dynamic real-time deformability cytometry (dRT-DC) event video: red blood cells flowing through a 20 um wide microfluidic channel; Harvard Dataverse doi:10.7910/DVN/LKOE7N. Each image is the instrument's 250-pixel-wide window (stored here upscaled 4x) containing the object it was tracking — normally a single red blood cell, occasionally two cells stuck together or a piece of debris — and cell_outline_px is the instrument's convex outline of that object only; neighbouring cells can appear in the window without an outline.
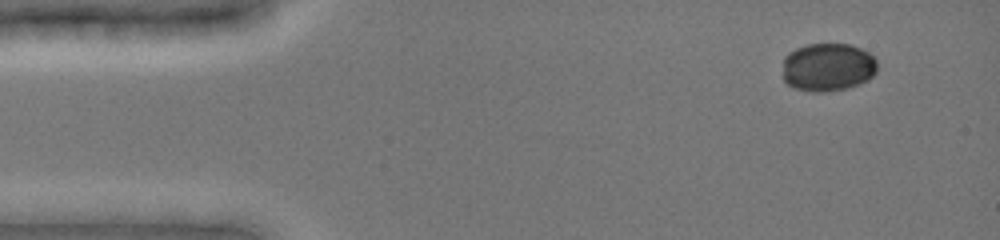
{"species": "common noctule bat (a hibernating species)", "species_latin": "Nyctalus noctula", "temperature_condition": "cold", "stored_images_in_passage": 26, "camera_frame_rate_fps": 3000, "um_per_image_px": 0.085, "animal": {"sex": "female", "body_mass_g": 19.0, "forearm_length_mm": 51.5}, "frame": {"image": 1, "passage_image": 2, "time_ms": 1.0, "image_size_px": [1000, 240], "cell_outline_px": [[876, 72], [868, 80], [860, 84], [828, 92], [812, 92], [796, 88], [788, 84], [784, 80], [784, 56], [788, 52], [796, 48], [808, 44], [852, 44], [868, 52], [876, 60]], "centroid_in_image_um": [70.37, 5.7], "position_along_channel_um": 14.6, "area_um2": 26.65}}
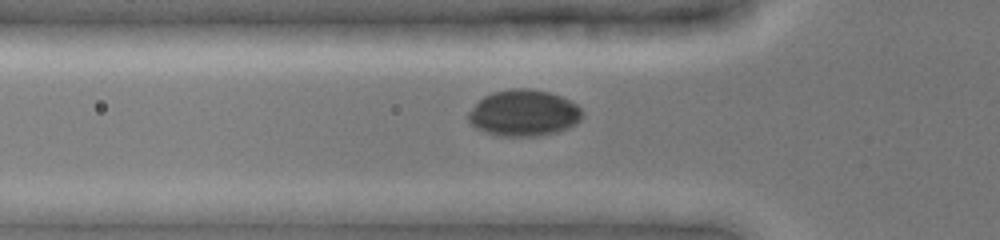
{"frame": {"image": 2, "passage_image": 10, "time_ms": 5.0, "image_size_px": [1000, 240], "cell_outline_px": [[584, 112], [580, 120], [576, 124], [568, 128], [544, 136], [496, 136], [484, 132], [476, 128], [468, 120], [468, 112], [484, 96], [492, 92], [512, 88], [528, 88], [548, 92], [560, 96], [576, 104]], "centroid_in_image_um": [44.52, 9.62], "position_along_channel_um": 81.3, "area_um2": 30.92}}
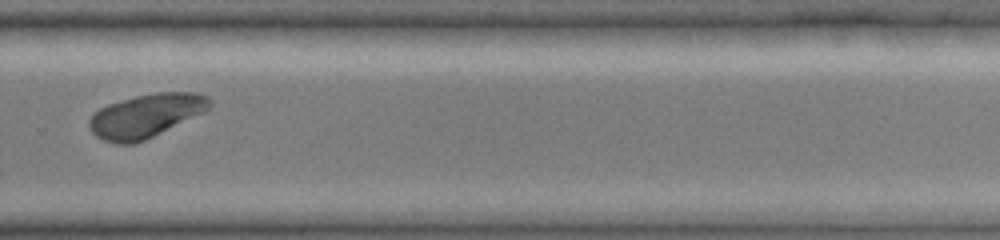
{"frame": {"image": 3, "passage_image": 24, "time_ms": 11.0, "image_size_px": [1000, 240], "cell_outline_px": [[212, 104], [204, 112], [144, 140], [132, 144], [116, 144], [104, 140], [96, 136], [88, 128], [88, 120], [92, 112], [108, 104], [136, 96], [156, 92], [196, 92], [208, 96], [212, 100]], "centroid_in_image_um": [12.37, 9.83], "position_along_channel_um": 317.4, "area_um2": 30.52}}